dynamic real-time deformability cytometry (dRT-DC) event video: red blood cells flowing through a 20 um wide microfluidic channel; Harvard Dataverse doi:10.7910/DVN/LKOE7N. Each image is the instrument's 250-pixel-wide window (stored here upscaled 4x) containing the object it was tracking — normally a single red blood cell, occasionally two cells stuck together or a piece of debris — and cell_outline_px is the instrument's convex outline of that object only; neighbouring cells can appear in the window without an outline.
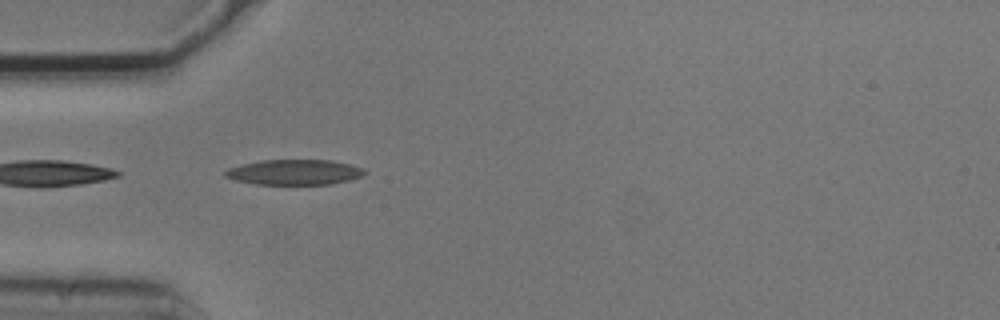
{"species": "common noctule bat (a hibernating species)", "species_latin": "Nyctalus noctula", "temperature_condition": "cold", "stored_images_in_passage": 5, "camera_frame_rate_fps": 3000, "um_per_image_px": 0.085, "animal": {"sex": "male", "body_mass_g": 20.5, "forearm_length_mm": 52.5}, "frame": {"image": 1, "passage_image": 4, "time_ms": 1.0, "image_size_px": [1000, 320], "cell_outline_px": [[368, 172], [360, 176], [348, 180], [332, 184], [256, 184], [236, 180], [224, 176], [224, 172], [228, 168], [240, 164], [264, 160], [328, 160], [348, 164], [364, 168]], "centroid_in_image_um": [25.01, 14.63], "position_along_channel_um": 60.0, "area_um2": 20.4}}